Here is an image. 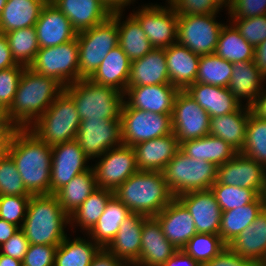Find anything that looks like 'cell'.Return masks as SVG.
Segmentation results:
<instances>
[{"label": "cell", "mask_w": 266, "mask_h": 266, "mask_svg": "<svg viewBox=\"0 0 266 266\" xmlns=\"http://www.w3.org/2000/svg\"><path fill=\"white\" fill-rule=\"evenodd\" d=\"M8 155L13 159L27 191L31 195L51 194L52 147L29 129L13 135Z\"/></svg>", "instance_id": "obj_1"}, {"label": "cell", "mask_w": 266, "mask_h": 266, "mask_svg": "<svg viewBox=\"0 0 266 266\" xmlns=\"http://www.w3.org/2000/svg\"><path fill=\"white\" fill-rule=\"evenodd\" d=\"M63 91L64 86L54 78L26 67L6 114L19 129H29Z\"/></svg>", "instance_id": "obj_2"}, {"label": "cell", "mask_w": 266, "mask_h": 266, "mask_svg": "<svg viewBox=\"0 0 266 266\" xmlns=\"http://www.w3.org/2000/svg\"><path fill=\"white\" fill-rule=\"evenodd\" d=\"M113 195L131 213L155 217L174 199L163 172L137 171L118 186Z\"/></svg>", "instance_id": "obj_3"}, {"label": "cell", "mask_w": 266, "mask_h": 266, "mask_svg": "<svg viewBox=\"0 0 266 266\" xmlns=\"http://www.w3.org/2000/svg\"><path fill=\"white\" fill-rule=\"evenodd\" d=\"M69 216L54 194L31 195L21 229L30 244L59 245L66 238Z\"/></svg>", "instance_id": "obj_4"}, {"label": "cell", "mask_w": 266, "mask_h": 266, "mask_svg": "<svg viewBox=\"0 0 266 266\" xmlns=\"http://www.w3.org/2000/svg\"><path fill=\"white\" fill-rule=\"evenodd\" d=\"M64 91L75 102L81 120H120L124 93L116 88L84 78L64 87Z\"/></svg>", "instance_id": "obj_5"}, {"label": "cell", "mask_w": 266, "mask_h": 266, "mask_svg": "<svg viewBox=\"0 0 266 266\" xmlns=\"http://www.w3.org/2000/svg\"><path fill=\"white\" fill-rule=\"evenodd\" d=\"M80 123L75 102L63 91L29 130L41 141L53 147L76 140Z\"/></svg>", "instance_id": "obj_6"}, {"label": "cell", "mask_w": 266, "mask_h": 266, "mask_svg": "<svg viewBox=\"0 0 266 266\" xmlns=\"http://www.w3.org/2000/svg\"><path fill=\"white\" fill-rule=\"evenodd\" d=\"M168 188L174 197L210 189L217 178V166L211 162L190 158L181 149L163 170Z\"/></svg>", "instance_id": "obj_7"}, {"label": "cell", "mask_w": 266, "mask_h": 266, "mask_svg": "<svg viewBox=\"0 0 266 266\" xmlns=\"http://www.w3.org/2000/svg\"><path fill=\"white\" fill-rule=\"evenodd\" d=\"M79 49V80L89 78L110 52L118 46L116 20L109 16L104 22L76 35Z\"/></svg>", "instance_id": "obj_8"}, {"label": "cell", "mask_w": 266, "mask_h": 266, "mask_svg": "<svg viewBox=\"0 0 266 266\" xmlns=\"http://www.w3.org/2000/svg\"><path fill=\"white\" fill-rule=\"evenodd\" d=\"M33 71L54 78L64 87L79 80L77 38L61 45L40 48L29 65Z\"/></svg>", "instance_id": "obj_9"}, {"label": "cell", "mask_w": 266, "mask_h": 266, "mask_svg": "<svg viewBox=\"0 0 266 266\" xmlns=\"http://www.w3.org/2000/svg\"><path fill=\"white\" fill-rule=\"evenodd\" d=\"M121 138L126 146L173 133L172 115L130 108L125 102L120 113Z\"/></svg>", "instance_id": "obj_10"}, {"label": "cell", "mask_w": 266, "mask_h": 266, "mask_svg": "<svg viewBox=\"0 0 266 266\" xmlns=\"http://www.w3.org/2000/svg\"><path fill=\"white\" fill-rule=\"evenodd\" d=\"M136 8L130 14L139 22L154 48L164 49L177 43L178 15L166 0L163 6L151 2Z\"/></svg>", "instance_id": "obj_11"}, {"label": "cell", "mask_w": 266, "mask_h": 266, "mask_svg": "<svg viewBox=\"0 0 266 266\" xmlns=\"http://www.w3.org/2000/svg\"><path fill=\"white\" fill-rule=\"evenodd\" d=\"M218 14L178 15L177 43L199 56L214 54L225 24L217 21Z\"/></svg>", "instance_id": "obj_12"}, {"label": "cell", "mask_w": 266, "mask_h": 266, "mask_svg": "<svg viewBox=\"0 0 266 266\" xmlns=\"http://www.w3.org/2000/svg\"><path fill=\"white\" fill-rule=\"evenodd\" d=\"M91 163L97 188L114 191L138 171L133 147L122 144L111 148Z\"/></svg>", "instance_id": "obj_13"}, {"label": "cell", "mask_w": 266, "mask_h": 266, "mask_svg": "<svg viewBox=\"0 0 266 266\" xmlns=\"http://www.w3.org/2000/svg\"><path fill=\"white\" fill-rule=\"evenodd\" d=\"M210 116L185 90L176 95L173 112V134L179 144L209 135Z\"/></svg>", "instance_id": "obj_14"}, {"label": "cell", "mask_w": 266, "mask_h": 266, "mask_svg": "<svg viewBox=\"0 0 266 266\" xmlns=\"http://www.w3.org/2000/svg\"><path fill=\"white\" fill-rule=\"evenodd\" d=\"M76 141L89 160L99 158L111 148L121 146L120 120H81Z\"/></svg>", "instance_id": "obj_15"}, {"label": "cell", "mask_w": 266, "mask_h": 266, "mask_svg": "<svg viewBox=\"0 0 266 266\" xmlns=\"http://www.w3.org/2000/svg\"><path fill=\"white\" fill-rule=\"evenodd\" d=\"M89 162L92 163L84 154L76 140L53 146L51 161V194H55L75 176L89 170L92 167Z\"/></svg>", "instance_id": "obj_16"}, {"label": "cell", "mask_w": 266, "mask_h": 266, "mask_svg": "<svg viewBox=\"0 0 266 266\" xmlns=\"http://www.w3.org/2000/svg\"><path fill=\"white\" fill-rule=\"evenodd\" d=\"M265 167L255 160L237 153L231 160L217 167L215 182L253 189L259 196L264 189Z\"/></svg>", "instance_id": "obj_17"}, {"label": "cell", "mask_w": 266, "mask_h": 266, "mask_svg": "<svg viewBox=\"0 0 266 266\" xmlns=\"http://www.w3.org/2000/svg\"><path fill=\"white\" fill-rule=\"evenodd\" d=\"M179 89L172 84L127 86L124 102L130 108L172 115Z\"/></svg>", "instance_id": "obj_18"}, {"label": "cell", "mask_w": 266, "mask_h": 266, "mask_svg": "<svg viewBox=\"0 0 266 266\" xmlns=\"http://www.w3.org/2000/svg\"><path fill=\"white\" fill-rule=\"evenodd\" d=\"M176 198L191 214L197 233H219L222 211L210 189L187 192Z\"/></svg>", "instance_id": "obj_19"}, {"label": "cell", "mask_w": 266, "mask_h": 266, "mask_svg": "<svg viewBox=\"0 0 266 266\" xmlns=\"http://www.w3.org/2000/svg\"><path fill=\"white\" fill-rule=\"evenodd\" d=\"M34 27L40 48L65 44L77 35L67 16L49 0L43 6Z\"/></svg>", "instance_id": "obj_20"}, {"label": "cell", "mask_w": 266, "mask_h": 266, "mask_svg": "<svg viewBox=\"0 0 266 266\" xmlns=\"http://www.w3.org/2000/svg\"><path fill=\"white\" fill-rule=\"evenodd\" d=\"M178 249L163 234L155 217H145L139 259L132 266H162Z\"/></svg>", "instance_id": "obj_21"}, {"label": "cell", "mask_w": 266, "mask_h": 266, "mask_svg": "<svg viewBox=\"0 0 266 266\" xmlns=\"http://www.w3.org/2000/svg\"><path fill=\"white\" fill-rule=\"evenodd\" d=\"M136 165L139 171L163 172L166 165L180 149L176 136H166L140 142L133 146Z\"/></svg>", "instance_id": "obj_22"}, {"label": "cell", "mask_w": 266, "mask_h": 266, "mask_svg": "<svg viewBox=\"0 0 266 266\" xmlns=\"http://www.w3.org/2000/svg\"><path fill=\"white\" fill-rule=\"evenodd\" d=\"M167 240L178 250L197 233L193 218L186 207L175 198L155 216Z\"/></svg>", "instance_id": "obj_23"}, {"label": "cell", "mask_w": 266, "mask_h": 266, "mask_svg": "<svg viewBox=\"0 0 266 266\" xmlns=\"http://www.w3.org/2000/svg\"><path fill=\"white\" fill-rule=\"evenodd\" d=\"M265 85L266 77L258 69L254 60L233 63L227 88L242 105L250 107Z\"/></svg>", "instance_id": "obj_24"}, {"label": "cell", "mask_w": 266, "mask_h": 266, "mask_svg": "<svg viewBox=\"0 0 266 266\" xmlns=\"http://www.w3.org/2000/svg\"><path fill=\"white\" fill-rule=\"evenodd\" d=\"M145 217L142 214L131 213L122 222L116 236L106 247L110 253L121 259L127 266H132L139 259Z\"/></svg>", "instance_id": "obj_25"}, {"label": "cell", "mask_w": 266, "mask_h": 266, "mask_svg": "<svg viewBox=\"0 0 266 266\" xmlns=\"http://www.w3.org/2000/svg\"><path fill=\"white\" fill-rule=\"evenodd\" d=\"M70 20L79 33L104 22L110 10L100 0H49Z\"/></svg>", "instance_id": "obj_26"}, {"label": "cell", "mask_w": 266, "mask_h": 266, "mask_svg": "<svg viewBox=\"0 0 266 266\" xmlns=\"http://www.w3.org/2000/svg\"><path fill=\"white\" fill-rule=\"evenodd\" d=\"M164 52L170 83L179 90H186L195 83L200 56L178 43L164 48Z\"/></svg>", "instance_id": "obj_27"}, {"label": "cell", "mask_w": 266, "mask_h": 266, "mask_svg": "<svg viewBox=\"0 0 266 266\" xmlns=\"http://www.w3.org/2000/svg\"><path fill=\"white\" fill-rule=\"evenodd\" d=\"M185 91L193 97L210 117L233 113L242 106L227 87L195 82Z\"/></svg>", "instance_id": "obj_28"}, {"label": "cell", "mask_w": 266, "mask_h": 266, "mask_svg": "<svg viewBox=\"0 0 266 266\" xmlns=\"http://www.w3.org/2000/svg\"><path fill=\"white\" fill-rule=\"evenodd\" d=\"M171 84L163 48H153L142 58L131 62L127 86Z\"/></svg>", "instance_id": "obj_29"}, {"label": "cell", "mask_w": 266, "mask_h": 266, "mask_svg": "<svg viewBox=\"0 0 266 266\" xmlns=\"http://www.w3.org/2000/svg\"><path fill=\"white\" fill-rule=\"evenodd\" d=\"M228 246L238 255L260 265L266 259V207Z\"/></svg>", "instance_id": "obj_30"}, {"label": "cell", "mask_w": 266, "mask_h": 266, "mask_svg": "<svg viewBox=\"0 0 266 266\" xmlns=\"http://www.w3.org/2000/svg\"><path fill=\"white\" fill-rule=\"evenodd\" d=\"M130 69L131 61L118 45L110 50L96 71L88 79L96 84L110 86L125 93Z\"/></svg>", "instance_id": "obj_31"}, {"label": "cell", "mask_w": 266, "mask_h": 266, "mask_svg": "<svg viewBox=\"0 0 266 266\" xmlns=\"http://www.w3.org/2000/svg\"><path fill=\"white\" fill-rule=\"evenodd\" d=\"M124 15L125 11L111 13V16L116 20L118 26V45L122 48L130 61L133 62L149 53L154 47L147 39L139 22L130 13L125 18Z\"/></svg>", "instance_id": "obj_32"}, {"label": "cell", "mask_w": 266, "mask_h": 266, "mask_svg": "<svg viewBox=\"0 0 266 266\" xmlns=\"http://www.w3.org/2000/svg\"><path fill=\"white\" fill-rule=\"evenodd\" d=\"M250 112V107L242 105L233 113L210 117L209 135L224 140L240 152L245 143Z\"/></svg>", "instance_id": "obj_33"}, {"label": "cell", "mask_w": 266, "mask_h": 266, "mask_svg": "<svg viewBox=\"0 0 266 266\" xmlns=\"http://www.w3.org/2000/svg\"><path fill=\"white\" fill-rule=\"evenodd\" d=\"M48 0H7L0 16V33L34 26Z\"/></svg>", "instance_id": "obj_34"}, {"label": "cell", "mask_w": 266, "mask_h": 266, "mask_svg": "<svg viewBox=\"0 0 266 266\" xmlns=\"http://www.w3.org/2000/svg\"><path fill=\"white\" fill-rule=\"evenodd\" d=\"M180 149L190 158L197 161H208L217 167L231 160L239 153L224 140L211 135L187 140L180 144Z\"/></svg>", "instance_id": "obj_35"}, {"label": "cell", "mask_w": 266, "mask_h": 266, "mask_svg": "<svg viewBox=\"0 0 266 266\" xmlns=\"http://www.w3.org/2000/svg\"><path fill=\"white\" fill-rule=\"evenodd\" d=\"M130 214V210L113 195L97 223L86 235L101 248H106L116 236L122 222Z\"/></svg>", "instance_id": "obj_36"}, {"label": "cell", "mask_w": 266, "mask_h": 266, "mask_svg": "<svg viewBox=\"0 0 266 266\" xmlns=\"http://www.w3.org/2000/svg\"><path fill=\"white\" fill-rule=\"evenodd\" d=\"M78 236H67L57 246L54 266H90L94 256L101 247L96 244L88 235L87 239Z\"/></svg>", "instance_id": "obj_37"}, {"label": "cell", "mask_w": 266, "mask_h": 266, "mask_svg": "<svg viewBox=\"0 0 266 266\" xmlns=\"http://www.w3.org/2000/svg\"><path fill=\"white\" fill-rule=\"evenodd\" d=\"M265 207L266 199L260 195L253 203L222 212L218 234L223 242L228 245L256 219Z\"/></svg>", "instance_id": "obj_38"}, {"label": "cell", "mask_w": 266, "mask_h": 266, "mask_svg": "<svg viewBox=\"0 0 266 266\" xmlns=\"http://www.w3.org/2000/svg\"><path fill=\"white\" fill-rule=\"evenodd\" d=\"M112 196L113 191L109 189L97 188L92 192L76 211L69 216L70 236H72V232L75 233L78 229L82 232V235L83 233L86 235L97 223V220L104 212L107 202Z\"/></svg>", "instance_id": "obj_39"}, {"label": "cell", "mask_w": 266, "mask_h": 266, "mask_svg": "<svg viewBox=\"0 0 266 266\" xmlns=\"http://www.w3.org/2000/svg\"><path fill=\"white\" fill-rule=\"evenodd\" d=\"M254 53L255 47L249 44L227 19L220 31L214 54L230 63H236L254 60Z\"/></svg>", "instance_id": "obj_40"}, {"label": "cell", "mask_w": 266, "mask_h": 266, "mask_svg": "<svg viewBox=\"0 0 266 266\" xmlns=\"http://www.w3.org/2000/svg\"><path fill=\"white\" fill-rule=\"evenodd\" d=\"M97 189L93 168L75 176L54 195L62 209L70 216Z\"/></svg>", "instance_id": "obj_41"}, {"label": "cell", "mask_w": 266, "mask_h": 266, "mask_svg": "<svg viewBox=\"0 0 266 266\" xmlns=\"http://www.w3.org/2000/svg\"><path fill=\"white\" fill-rule=\"evenodd\" d=\"M13 59L29 67L40 49L34 26L5 33Z\"/></svg>", "instance_id": "obj_42"}, {"label": "cell", "mask_w": 266, "mask_h": 266, "mask_svg": "<svg viewBox=\"0 0 266 266\" xmlns=\"http://www.w3.org/2000/svg\"><path fill=\"white\" fill-rule=\"evenodd\" d=\"M232 65L229 61L215 54L200 56L195 82L219 87H228Z\"/></svg>", "instance_id": "obj_43"}, {"label": "cell", "mask_w": 266, "mask_h": 266, "mask_svg": "<svg viewBox=\"0 0 266 266\" xmlns=\"http://www.w3.org/2000/svg\"><path fill=\"white\" fill-rule=\"evenodd\" d=\"M266 167V120L250 112L245 143L239 152Z\"/></svg>", "instance_id": "obj_44"}, {"label": "cell", "mask_w": 266, "mask_h": 266, "mask_svg": "<svg viewBox=\"0 0 266 266\" xmlns=\"http://www.w3.org/2000/svg\"><path fill=\"white\" fill-rule=\"evenodd\" d=\"M226 246L219 234L196 233L183 250L203 265L217 256Z\"/></svg>", "instance_id": "obj_45"}, {"label": "cell", "mask_w": 266, "mask_h": 266, "mask_svg": "<svg viewBox=\"0 0 266 266\" xmlns=\"http://www.w3.org/2000/svg\"><path fill=\"white\" fill-rule=\"evenodd\" d=\"M210 190L215 195L222 212L253 203L259 197L253 189L225 185L220 182H215Z\"/></svg>", "instance_id": "obj_46"}, {"label": "cell", "mask_w": 266, "mask_h": 266, "mask_svg": "<svg viewBox=\"0 0 266 266\" xmlns=\"http://www.w3.org/2000/svg\"><path fill=\"white\" fill-rule=\"evenodd\" d=\"M3 195L31 196L9 155L0 158V196Z\"/></svg>", "instance_id": "obj_47"}, {"label": "cell", "mask_w": 266, "mask_h": 266, "mask_svg": "<svg viewBox=\"0 0 266 266\" xmlns=\"http://www.w3.org/2000/svg\"><path fill=\"white\" fill-rule=\"evenodd\" d=\"M228 20L254 47L266 40V14L249 18H228Z\"/></svg>", "instance_id": "obj_48"}, {"label": "cell", "mask_w": 266, "mask_h": 266, "mask_svg": "<svg viewBox=\"0 0 266 266\" xmlns=\"http://www.w3.org/2000/svg\"><path fill=\"white\" fill-rule=\"evenodd\" d=\"M26 67L16 65L0 70V110L7 111L13 103L20 78Z\"/></svg>", "instance_id": "obj_49"}, {"label": "cell", "mask_w": 266, "mask_h": 266, "mask_svg": "<svg viewBox=\"0 0 266 266\" xmlns=\"http://www.w3.org/2000/svg\"><path fill=\"white\" fill-rule=\"evenodd\" d=\"M30 198L31 196H0V218L21 228Z\"/></svg>", "instance_id": "obj_50"}, {"label": "cell", "mask_w": 266, "mask_h": 266, "mask_svg": "<svg viewBox=\"0 0 266 266\" xmlns=\"http://www.w3.org/2000/svg\"><path fill=\"white\" fill-rule=\"evenodd\" d=\"M177 15H206L222 9L213 0H166Z\"/></svg>", "instance_id": "obj_51"}, {"label": "cell", "mask_w": 266, "mask_h": 266, "mask_svg": "<svg viewBox=\"0 0 266 266\" xmlns=\"http://www.w3.org/2000/svg\"><path fill=\"white\" fill-rule=\"evenodd\" d=\"M58 245L30 244L23 266H54Z\"/></svg>", "instance_id": "obj_52"}, {"label": "cell", "mask_w": 266, "mask_h": 266, "mask_svg": "<svg viewBox=\"0 0 266 266\" xmlns=\"http://www.w3.org/2000/svg\"><path fill=\"white\" fill-rule=\"evenodd\" d=\"M227 18H249L266 14V0H231Z\"/></svg>", "instance_id": "obj_53"}, {"label": "cell", "mask_w": 266, "mask_h": 266, "mask_svg": "<svg viewBox=\"0 0 266 266\" xmlns=\"http://www.w3.org/2000/svg\"><path fill=\"white\" fill-rule=\"evenodd\" d=\"M30 243L25 237L23 230L20 228L5 243L0 246V253L12 258L23 261Z\"/></svg>", "instance_id": "obj_54"}, {"label": "cell", "mask_w": 266, "mask_h": 266, "mask_svg": "<svg viewBox=\"0 0 266 266\" xmlns=\"http://www.w3.org/2000/svg\"><path fill=\"white\" fill-rule=\"evenodd\" d=\"M202 266H261L250 259L236 254L228 245L212 260Z\"/></svg>", "instance_id": "obj_55"}, {"label": "cell", "mask_w": 266, "mask_h": 266, "mask_svg": "<svg viewBox=\"0 0 266 266\" xmlns=\"http://www.w3.org/2000/svg\"><path fill=\"white\" fill-rule=\"evenodd\" d=\"M19 128L9 120L5 111L0 112V158L8 155L13 135Z\"/></svg>", "instance_id": "obj_56"}, {"label": "cell", "mask_w": 266, "mask_h": 266, "mask_svg": "<svg viewBox=\"0 0 266 266\" xmlns=\"http://www.w3.org/2000/svg\"><path fill=\"white\" fill-rule=\"evenodd\" d=\"M90 266H127L121 259L110 253L106 248H101L94 256Z\"/></svg>", "instance_id": "obj_57"}, {"label": "cell", "mask_w": 266, "mask_h": 266, "mask_svg": "<svg viewBox=\"0 0 266 266\" xmlns=\"http://www.w3.org/2000/svg\"><path fill=\"white\" fill-rule=\"evenodd\" d=\"M18 65L12 57L5 34L0 33V70Z\"/></svg>", "instance_id": "obj_58"}, {"label": "cell", "mask_w": 266, "mask_h": 266, "mask_svg": "<svg viewBox=\"0 0 266 266\" xmlns=\"http://www.w3.org/2000/svg\"><path fill=\"white\" fill-rule=\"evenodd\" d=\"M162 266H202L183 249L177 250Z\"/></svg>", "instance_id": "obj_59"}, {"label": "cell", "mask_w": 266, "mask_h": 266, "mask_svg": "<svg viewBox=\"0 0 266 266\" xmlns=\"http://www.w3.org/2000/svg\"><path fill=\"white\" fill-rule=\"evenodd\" d=\"M250 109L255 116L266 120V86H264L256 101L250 106Z\"/></svg>", "instance_id": "obj_60"}, {"label": "cell", "mask_w": 266, "mask_h": 266, "mask_svg": "<svg viewBox=\"0 0 266 266\" xmlns=\"http://www.w3.org/2000/svg\"><path fill=\"white\" fill-rule=\"evenodd\" d=\"M254 63L266 77V40L255 47Z\"/></svg>", "instance_id": "obj_61"}, {"label": "cell", "mask_w": 266, "mask_h": 266, "mask_svg": "<svg viewBox=\"0 0 266 266\" xmlns=\"http://www.w3.org/2000/svg\"><path fill=\"white\" fill-rule=\"evenodd\" d=\"M20 229L19 226L0 218V246Z\"/></svg>", "instance_id": "obj_62"}, {"label": "cell", "mask_w": 266, "mask_h": 266, "mask_svg": "<svg viewBox=\"0 0 266 266\" xmlns=\"http://www.w3.org/2000/svg\"><path fill=\"white\" fill-rule=\"evenodd\" d=\"M110 12L125 11L127 0H100Z\"/></svg>", "instance_id": "obj_63"}, {"label": "cell", "mask_w": 266, "mask_h": 266, "mask_svg": "<svg viewBox=\"0 0 266 266\" xmlns=\"http://www.w3.org/2000/svg\"><path fill=\"white\" fill-rule=\"evenodd\" d=\"M0 266H23L22 261L0 253Z\"/></svg>", "instance_id": "obj_64"}, {"label": "cell", "mask_w": 266, "mask_h": 266, "mask_svg": "<svg viewBox=\"0 0 266 266\" xmlns=\"http://www.w3.org/2000/svg\"><path fill=\"white\" fill-rule=\"evenodd\" d=\"M222 10L228 11L231 0H213Z\"/></svg>", "instance_id": "obj_65"}, {"label": "cell", "mask_w": 266, "mask_h": 266, "mask_svg": "<svg viewBox=\"0 0 266 266\" xmlns=\"http://www.w3.org/2000/svg\"><path fill=\"white\" fill-rule=\"evenodd\" d=\"M262 196L266 199V167H265L264 189Z\"/></svg>", "instance_id": "obj_66"}, {"label": "cell", "mask_w": 266, "mask_h": 266, "mask_svg": "<svg viewBox=\"0 0 266 266\" xmlns=\"http://www.w3.org/2000/svg\"><path fill=\"white\" fill-rule=\"evenodd\" d=\"M6 1L7 0H0V16H1L4 6L6 5Z\"/></svg>", "instance_id": "obj_67"}, {"label": "cell", "mask_w": 266, "mask_h": 266, "mask_svg": "<svg viewBox=\"0 0 266 266\" xmlns=\"http://www.w3.org/2000/svg\"><path fill=\"white\" fill-rule=\"evenodd\" d=\"M136 3V0H127V9L128 7L132 4L134 6V4Z\"/></svg>", "instance_id": "obj_68"}, {"label": "cell", "mask_w": 266, "mask_h": 266, "mask_svg": "<svg viewBox=\"0 0 266 266\" xmlns=\"http://www.w3.org/2000/svg\"><path fill=\"white\" fill-rule=\"evenodd\" d=\"M261 266H266V259H265L264 262L261 264Z\"/></svg>", "instance_id": "obj_69"}]
</instances>
